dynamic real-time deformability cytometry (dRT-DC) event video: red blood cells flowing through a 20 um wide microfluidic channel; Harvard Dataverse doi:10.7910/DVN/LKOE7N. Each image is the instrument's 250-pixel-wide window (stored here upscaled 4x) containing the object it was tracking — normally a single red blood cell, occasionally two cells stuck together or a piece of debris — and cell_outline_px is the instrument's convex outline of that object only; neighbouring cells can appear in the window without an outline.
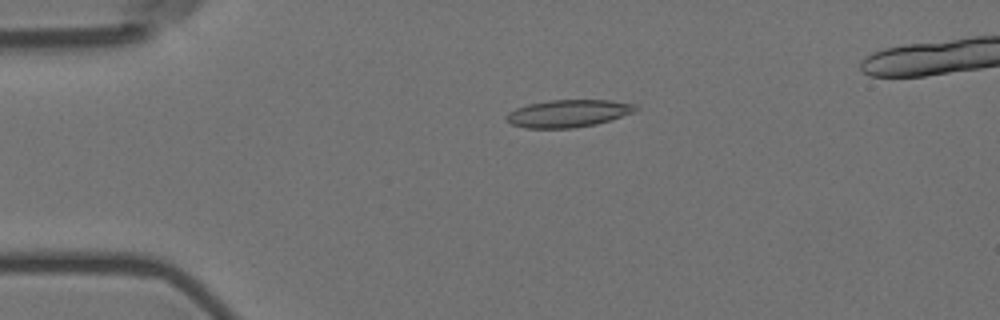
{"species": "Egyptian fruit bat (a non-hibernating species)", "species_latin": "Rousettus aegyptiacus", "temperature_condition": "room temperature", "stored_images_in_passage": 3, "camera_frame_rate_fps": 3000, "um_per_image_px": 0.085, "animal": {"sex": "female"}, "frame": {"image": 1, "passage_image": 1, "time_ms": 0.0, "image_size_px": [1000, 320], "cell_outline_px": [[640, 108], [636, 112], [596, 124], [572, 128], [524, 128], [512, 124], [504, 116], [508, 112], [516, 108], [528, 104], [552, 100], [612, 100], [636, 104]], "centroid_in_image_um": [48.34, 9.63], "position_along_channel_um": 36.7, "area_um2": 20.75}}